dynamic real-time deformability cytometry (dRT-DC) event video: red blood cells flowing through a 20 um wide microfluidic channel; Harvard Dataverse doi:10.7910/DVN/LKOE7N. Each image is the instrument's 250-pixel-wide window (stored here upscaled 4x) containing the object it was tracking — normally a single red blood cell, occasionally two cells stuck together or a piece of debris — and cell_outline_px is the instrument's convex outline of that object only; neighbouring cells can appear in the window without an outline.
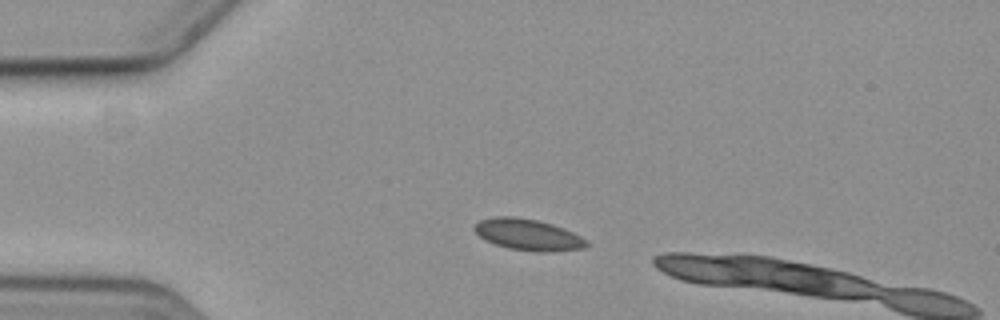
{"species": "common noctule bat (a hibernating species)", "species_latin": "Nyctalus noctula", "temperature_condition": "cold", "stored_images_in_passage": 5, "camera_frame_rate_fps": 3000, "um_per_image_px": 0.085, "animal": {"sex": "female", "body_mass_g": 19.3, "forearm_length_mm": 54.1}, "frame": {"image": 1, "passage_image": 5, "time_ms": 6.333, "image_size_px": [1000, 320], "cell_outline_px": [[588, 244], [584, 248], [552, 252], [536, 252], [508, 248], [484, 240], [472, 228], [480, 220], [496, 216], [516, 216], [536, 220], [552, 224], [564, 228], [588, 240]], "centroid_in_image_um": [44.89, 19.95], "position_along_channel_um": 40.1, "area_um2": 20.52}}